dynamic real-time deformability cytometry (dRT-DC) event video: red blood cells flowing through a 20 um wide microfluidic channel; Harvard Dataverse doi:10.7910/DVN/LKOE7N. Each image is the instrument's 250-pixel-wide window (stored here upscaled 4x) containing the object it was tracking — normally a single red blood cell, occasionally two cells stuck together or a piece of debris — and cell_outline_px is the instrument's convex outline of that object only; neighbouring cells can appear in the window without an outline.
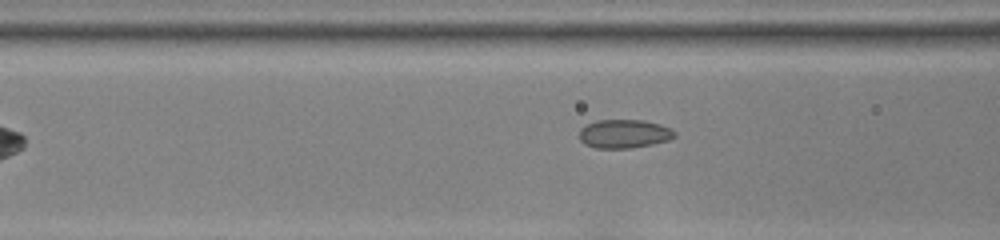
{"species": "common noctule bat (a hibernating species)", "species_latin": "Nyctalus noctula", "temperature_condition": "room temperature", "stored_images_in_passage": 8, "camera_frame_rate_fps": 3000, "um_per_image_px": 0.085, "animal": {"sex": "female", "body_mass_g": 22.0, "forearm_length_mm": 56.7}, "frame": {"image": 1, "passage_image": 6, "time_ms": 1.667, "image_size_px": [1000, 240], "cell_outline_px": [[676, 136], [668, 140], [652, 144], [632, 148], [596, 148], [584, 144], [580, 140], [580, 128], [596, 120], [644, 120], [660, 124], [672, 128], [676, 132]], "centroid_in_image_um": [53.07, 11.37], "position_along_channel_um": 113.5, "area_um2": 16.01}}